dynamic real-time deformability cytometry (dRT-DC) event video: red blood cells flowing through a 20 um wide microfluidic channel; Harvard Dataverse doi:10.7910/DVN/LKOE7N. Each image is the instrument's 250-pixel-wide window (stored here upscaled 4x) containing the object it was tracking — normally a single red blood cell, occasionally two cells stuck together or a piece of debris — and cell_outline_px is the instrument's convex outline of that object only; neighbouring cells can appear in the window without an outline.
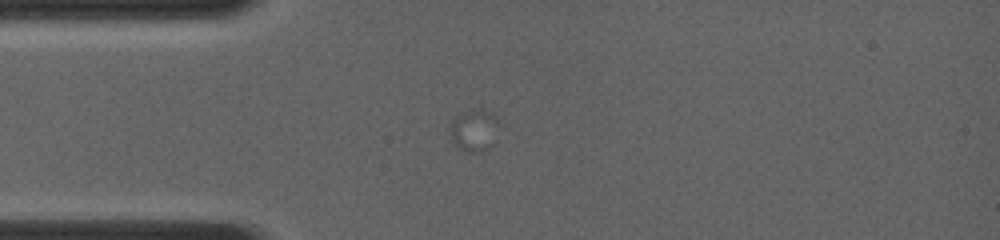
{"species": "common noctule bat (a hibernating species)", "species_latin": "Nyctalus noctula", "temperature_condition": "room temperature", "stored_images_in_passage": 7, "camera_frame_rate_fps": 4000, "um_per_image_px": 0.085, "animal": {"sex": "female", "body_mass_g": 19.0, "forearm_length_mm": 56.7}, "frame": {"image": 1, "passage_image": 1, "time_ms": 0.0, "image_size_px": [1000, 240], "cell_outline_px": [[496, 144], [488, 148], [476, 152], [468, 152], [456, 148], [448, 132], [452, 120], [460, 112], [472, 108], [480, 108], [496, 116]], "centroid_in_image_um": [40.25, 11.07], "position_along_channel_um": 44.7, "area_um2": 12.25}}